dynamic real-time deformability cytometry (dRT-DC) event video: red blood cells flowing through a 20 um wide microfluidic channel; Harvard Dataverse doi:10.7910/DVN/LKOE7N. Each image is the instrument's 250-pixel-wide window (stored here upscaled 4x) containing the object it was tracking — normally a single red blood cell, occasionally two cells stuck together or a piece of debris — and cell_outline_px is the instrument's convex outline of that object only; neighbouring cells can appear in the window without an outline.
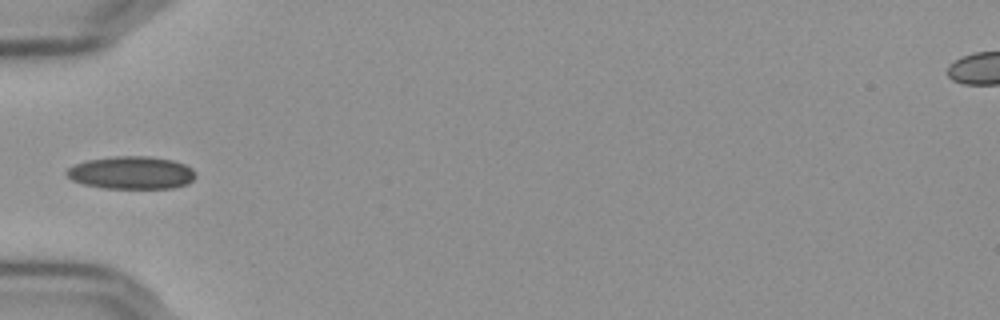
{"species": "Egyptian fruit bat (a non-hibernating species)", "species_latin": "Rousettus aegyptiacus", "temperature_condition": "cold", "stored_images_in_passage": 38, "camera_frame_rate_fps": 3000, "um_per_image_px": 0.085, "frame": {"image": 1, "passage_image": 1, "time_ms": 0.0, "image_size_px": [1000, 320], "cell_outline_px": [[196, 176], [188, 184], [172, 188], [104, 188], [84, 184], [72, 180], [64, 172], [68, 168], [76, 164], [88, 160], [112, 156], [148, 156], [172, 160], [184, 164], [192, 168], [196, 172]], "centroid_in_image_um": [11.19, 14.68], "position_along_channel_um": 73.8, "area_um2": 24.62}}
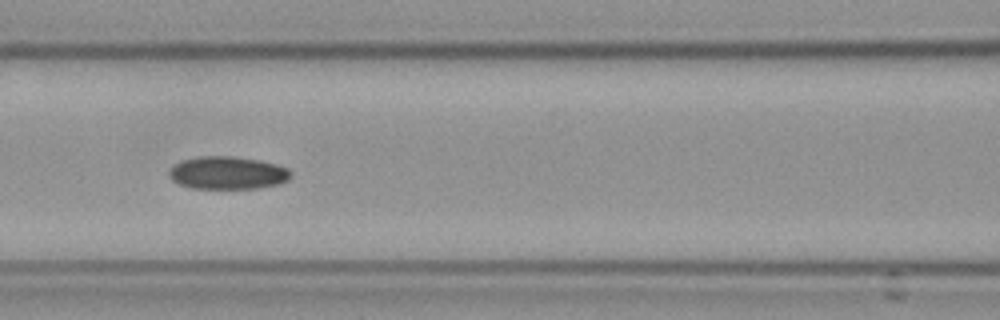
{"frame": {"image": 2, "passage_image": 7, "time_ms": 2.0, "image_size_px": [1000, 320], "cell_outline_px": [[292, 176], [288, 180], [280, 184], [256, 188], [192, 188], [180, 184], [172, 180], [168, 172], [176, 164], [184, 160], [200, 156], [232, 156], [260, 160], [276, 164], [288, 168], [292, 172]], "centroid_in_image_um": [19.4, 14.69], "position_along_channel_um": 147.2, "area_um2": 23.18}}
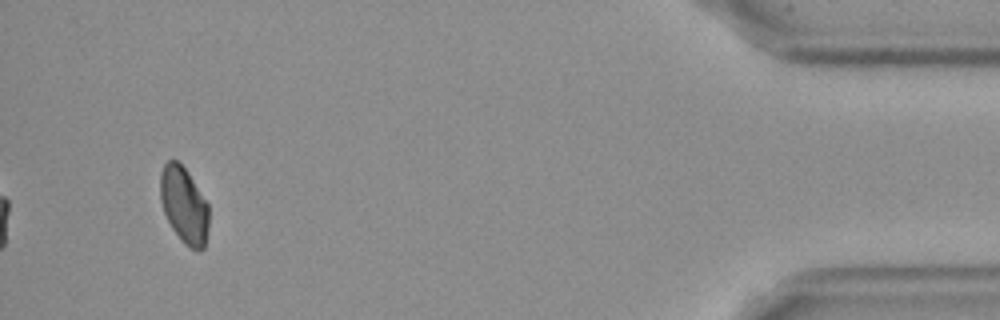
{"frame": {"image": 3, "passage_image": 35, "time_ms": 11.333, "image_size_px": [1000, 320], "cell_outline_px": [[208, 228], [204, 248], [200, 252], [184, 244], [172, 228], [164, 212], [160, 200], [160, 172], [164, 164], [168, 160], [176, 160], [188, 172], [208, 204]], "centroid_in_image_um": [15.63, 17.44], "position_along_channel_um": 419.6, "area_um2": 21.56}, "authors_computed_cell_mechanics": {"area_um2": 23.0622, "velocity_mm_per_s": 3.6319, "shape_relaxation_time_tau1_ms": null, "shape_relaxation_time_tau2_ms": 6.4693, "deformation_change_tau1": null, "deformation_change_tau2": 0.0811}}